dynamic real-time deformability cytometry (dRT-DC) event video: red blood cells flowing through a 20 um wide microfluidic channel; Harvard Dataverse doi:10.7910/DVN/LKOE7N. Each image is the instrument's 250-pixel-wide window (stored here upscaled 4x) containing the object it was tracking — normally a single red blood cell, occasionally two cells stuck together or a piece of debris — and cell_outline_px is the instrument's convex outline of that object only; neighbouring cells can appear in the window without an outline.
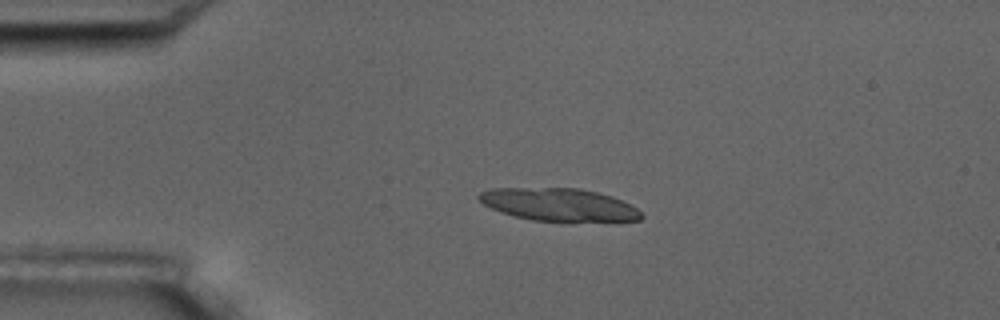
{"species": "common noctule bat (a hibernating species)", "species_latin": "Nyctalus noctula", "temperature_condition": "room temperature", "stored_images_in_passage": 12, "segment_of_instrument_passage": [1, 2], "camera_frame_rate_fps": 3000, "um_per_image_px": 0.085, "animal": {"sex": "male", "body_mass_g": 17.5, "forearm_length_mm": 52.3}, "frame": {"image": 1, "passage_image": 1, "time_ms": 0.0, "image_size_px": [1000, 320], "cell_outline_px": [[644, 216], [640, 220], [532, 220], [500, 212], [484, 204], [476, 196], [480, 192], [492, 188], [580, 188], [600, 192], [612, 196], [636, 208]], "centroid_in_image_um": [47.47, 17.36], "position_along_channel_um": 37.5, "area_um2": 30.35}}